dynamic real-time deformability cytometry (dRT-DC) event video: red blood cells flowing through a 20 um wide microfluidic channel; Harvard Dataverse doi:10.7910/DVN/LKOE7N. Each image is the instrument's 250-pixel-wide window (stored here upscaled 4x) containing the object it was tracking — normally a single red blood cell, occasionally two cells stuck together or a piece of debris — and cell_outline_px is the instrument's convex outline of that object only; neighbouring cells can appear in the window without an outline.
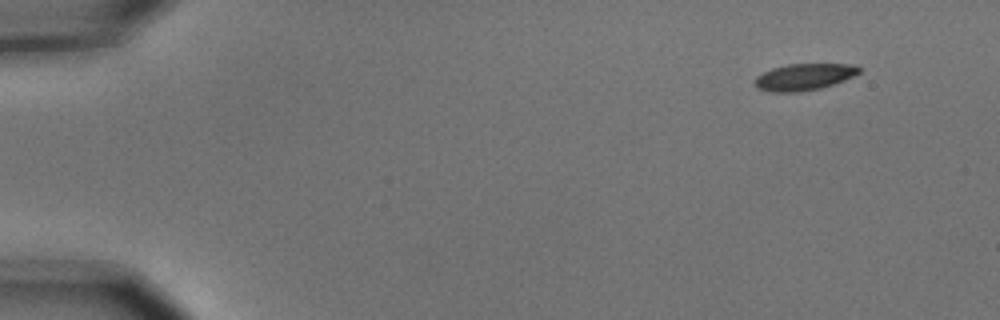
{"species": "common noctule bat (a hibernating species)", "species_latin": "Nyctalus noctula", "temperature_condition": "cold", "stored_images_in_passage": 5, "camera_frame_rate_fps": 3000, "um_per_image_px": 0.085, "animal": {"sex": "male", "body_mass_g": 15.6}, "frame": {"image": 1, "passage_image": 1, "time_ms": 0.0, "image_size_px": [1000, 320], "cell_outline_px": [[860, 72], [844, 80], [820, 88], [796, 92], [772, 92], [756, 88], [756, 76], [772, 68], [788, 64], [848, 64], [860, 68]], "centroid_in_image_um": [68.31, 6.54], "position_along_channel_um": 16.7, "area_um2": 15.9}}
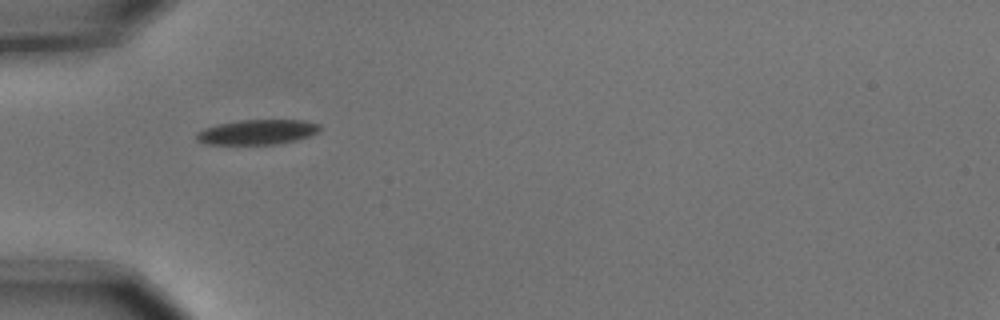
{"frame": {"image": 2, "passage_image": 4, "time_ms": 1.0, "image_size_px": [1000, 320], "cell_outline_px": [[320, 128], [316, 132], [308, 136], [276, 144], [204, 144], [196, 140], [196, 132], [204, 128], [220, 124], [240, 120], [304, 120], [320, 124]], "centroid_in_image_um": [21.82, 11.22], "position_along_channel_um": 63.2, "area_um2": 17.69}}
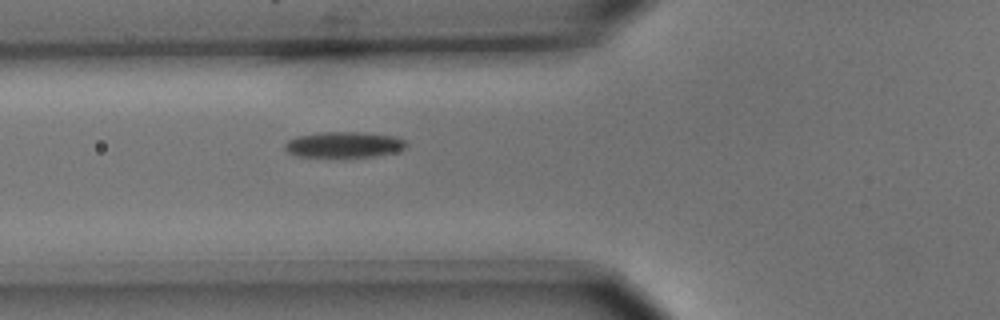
{"frame": {"image": 3, "passage_image": 5, "time_ms": 1.333, "image_size_px": [1000, 320], "cell_outline_px": [[408, 144], [404, 148], [392, 152], [376, 156], [344, 160], [296, 156], [288, 152], [284, 148], [284, 144], [288, 140], [296, 136], [320, 132], [364, 132], [392, 136], [404, 140]], "centroid_in_image_um": [29.17, 12.34], "position_along_channel_um": 96.6, "area_um2": 19.13}}